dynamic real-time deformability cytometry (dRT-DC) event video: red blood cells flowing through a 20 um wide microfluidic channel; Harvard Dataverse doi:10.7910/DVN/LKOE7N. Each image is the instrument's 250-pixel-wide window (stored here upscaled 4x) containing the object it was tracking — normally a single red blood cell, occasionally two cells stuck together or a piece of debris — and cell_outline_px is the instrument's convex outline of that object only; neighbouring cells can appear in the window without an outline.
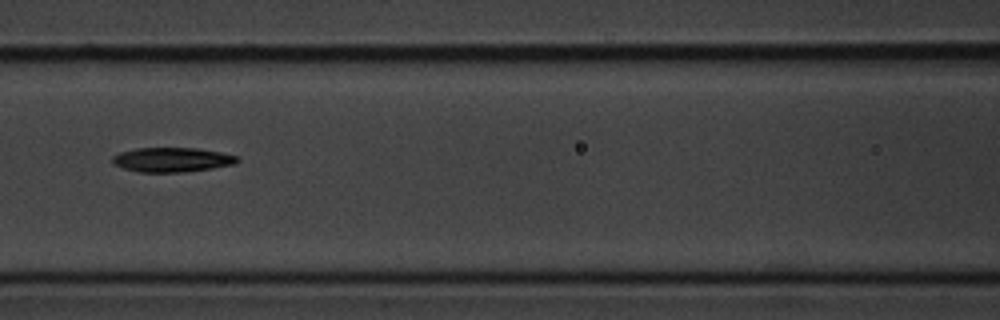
{"species": "common noctule bat (a hibernating species)", "species_latin": "Nyctalus noctula", "temperature_condition": "cold", "stored_images_in_passage": 18, "camera_frame_rate_fps": 3000, "um_per_image_px": 0.085, "animal": {"sex": "male", "body_mass_g": 20.1, "forearm_length_mm": 53.5}, "frame": {"image": 1, "passage_image": 9, "time_ms": 10.333, "image_size_px": [1000, 320], "cell_outline_px": [[240, 160], [236, 164], [212, 168], [184, 172], [140, 172], [124, 168], [112, 164], [112, 156], [120, 152], [136, 148], [196, 148], [220, 152], [240, 156]], "centroid_in_image_um": [14.65, 13.57], "position_along_channel_um": 152.0, "area_um2": 17.92}}
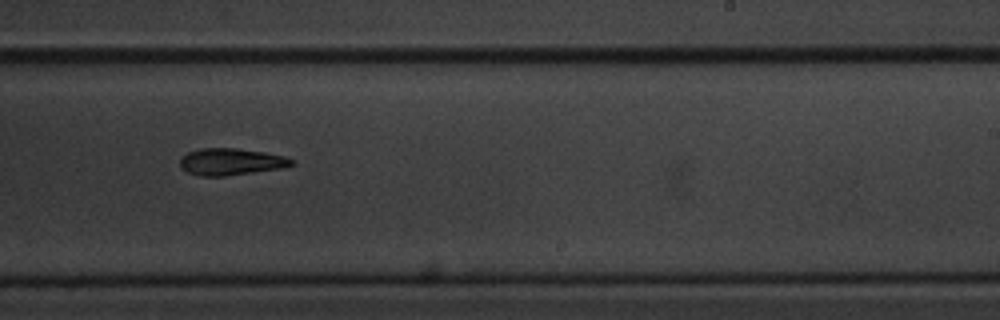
{"frame": {"image": 2, "passage_image": 12, "time_ms": 13.667, "image_size_px": [1000, 320], "cell_outline_px": [[296, 164], [280, 168], [224, 176], [200, 176], [188, 172], [180, 168], [180, 156], [188, 152], [200, 148], [236, 148], [264, 152], [284, 156], [292, 160]], "centroid_in_image_um": [19.58, 13.74], "position_along_channel_um": 269.4, "area_um2": 17.4}}
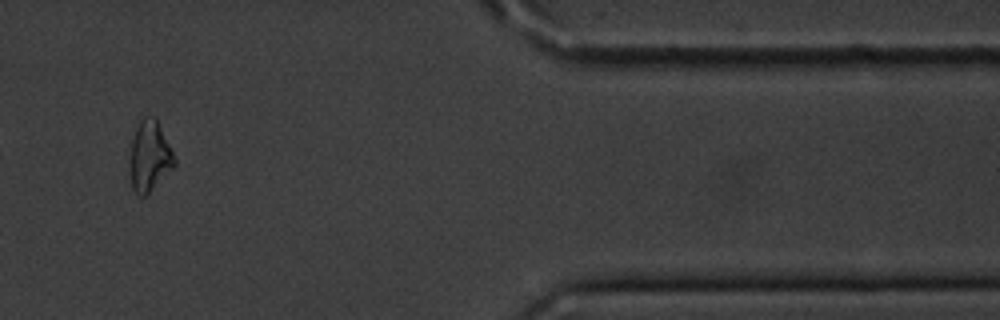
{"frame": {"image": 3, "passage_image": 16, "time_ms": 18.333, "image_size_px": [1000, 320], "cell_outline_px": [[176, 164], [144, 196], [136, 196], [132, 188], [132, 140], [136, 128], [140, 120], [144, 116], [152, 116], [156, 120], [176, 160]], "centroid_in_image_um": [12.72, 13.28], "position_along_channel_um": 398.7, "area_um2": 17.28}}